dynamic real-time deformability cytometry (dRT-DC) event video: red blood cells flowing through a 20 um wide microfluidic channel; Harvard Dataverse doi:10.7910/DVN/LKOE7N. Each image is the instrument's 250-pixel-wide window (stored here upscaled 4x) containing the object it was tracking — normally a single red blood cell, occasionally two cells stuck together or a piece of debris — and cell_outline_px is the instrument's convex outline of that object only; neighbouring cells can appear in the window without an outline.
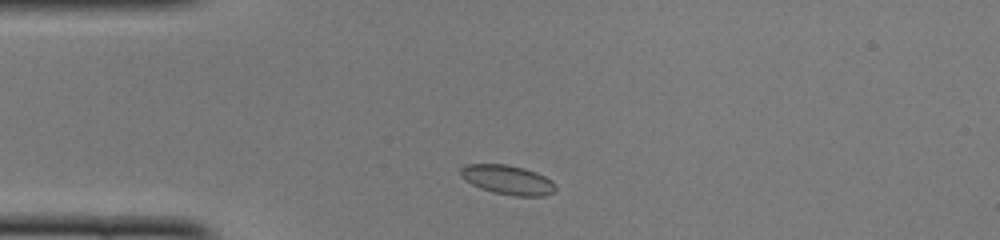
{"species": "common noctule bat (a hibernating species)", "species_latin": "Nyctalus noctula", "temperature_condition": "cold", "stored_images_in_passage": 40, "camera_frame_rate_fps": 3000, "um_per_image_px": 0.085, "animal": {"sex": "female", "body_mass_g": 22.0, "forearm_length_mm": 56.7}, "frame": {"image": 1, "passage_image": 3, "time_ms": 0.667, "image_size_px": [1000, 240], "cell_outline_px": [[556, 188], [552, 192], [544, 196], [516, 196], [492, 192], [480, 188], [464, 180], [460, 176], [460, 168], [464, 164], [508, 164], [524, 168], [536, 172], [552, 180]], "centroid_in_image_um": [43.12, 15.27], "position_along_channel_um": 41.9, "area_um2": 16.36}}
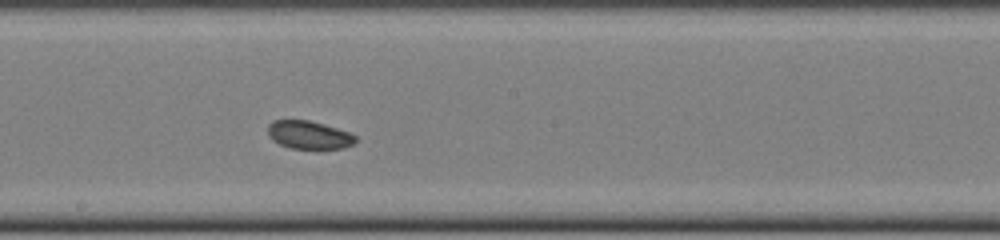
{"frame": {"image": 2, "passage_image": 18, "time_ms": 5.667, "image_size_px": [1000, 240], "cell_outline_px": [[356, 140], [352, 144], [344, 148], [288, 148], [272, 140], [268, 136], [268, 124], [272, 120], [308, 120], [324, 124], [348, 132], [356, 136]], "centroid_in_image_um": [26.22, 11.46], "position_along_channel_um": 222.0, "area_um2": 14.28}}
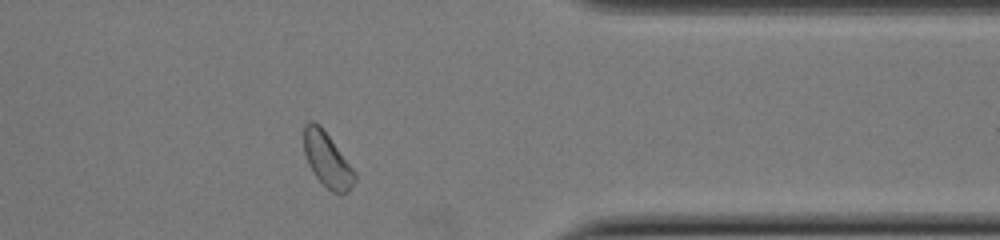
{"frame": {"image": 3, "passage_image": 31, "time_ms": 10.0, "image_size_px": [1000, 240], "cell_outline_px": [[356, 180], [348, 192], [332, 192], [316, 176], [308, 164], [304, 152], [304, 124], [308, 120], [312, 120], [328, 136], [356, 172]], "centroid_in_image_um": [27.81, 13.59], "position_along_channel_um": 383.6, "area_um2": 15.66}, "authors_computed_cell_mechanics": {"area_um2": 15.1725, "velocity_mm_per_s": 4.0352, "shape_relaxation_time_tau1_ms": 1.8652, "shape_relaxation_time_tau2_ms": null, "deformation_change_tau1": 0.0522, "deformation_change_tau2": null}}